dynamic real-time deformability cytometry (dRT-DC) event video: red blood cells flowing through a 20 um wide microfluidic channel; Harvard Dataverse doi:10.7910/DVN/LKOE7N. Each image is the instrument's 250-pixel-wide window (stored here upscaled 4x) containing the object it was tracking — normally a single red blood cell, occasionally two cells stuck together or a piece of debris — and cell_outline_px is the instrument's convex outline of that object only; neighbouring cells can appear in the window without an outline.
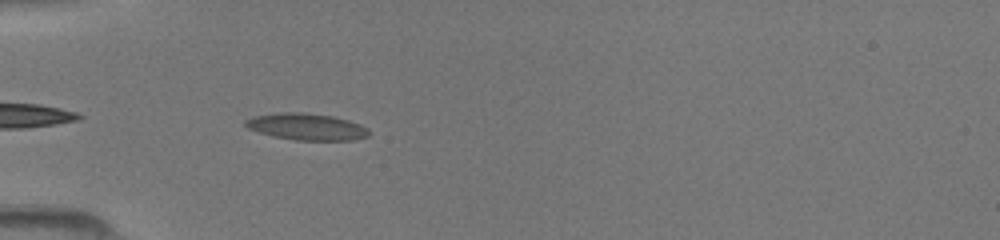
{"species": "common noctule bat (a hibernating species)", "species_latin": "Nyctalus noctula", "temperature_condition": "room temperature", "stored_images_in_passage": 31, "camera_frame_rate_fps": 3000, "um_per_image_px": 0.085, "animal": {"sex": "female", "body_mass_g": 19.5, "forearm_length_mm": 54.1}, "frame": {"image": 1, "passage_image": 4, "time_ms": 1.0, "image_size_px": [1000, 240], "cell_outline_px": [[368, 136], [352, 140], [296, 140], [272, 136], [248, 128], [244, 124], [244, 120], [252, 116], [280, 112], [304, 112], [332, 116], [348, 120], [360, 124], [368, 128]], "centroid_in_image_um": [26.03, 10.76], "position_along_channel_um": 59.0, "area_um2": 19.19}}
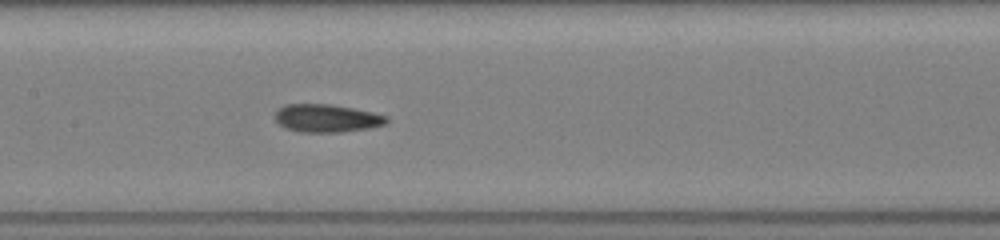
{"frame": {"image": 2, "passage_image": 13, "time_ms": 4.0, "image_size_px": [1000, 240], "cell_outline_px": [[388, 124], [372, 128], [340, 132], [300, 132], [284, 128], [276, 120], [276, 112], [284, 104], [332, 104], [372, 112], [388, 116]], "centroid_in_image_um": [27.81, 10.05], "position_along_channel_um": 179.6, "area_um2": 18.26}}
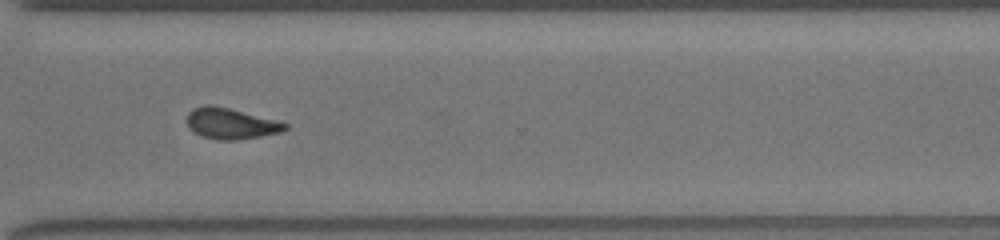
{"frame": {"image": 3, "passage_image": 25, "time_ms": 8.0, "image_size_px": [1000, 240], "cell_outline_px": [[288, 128], [280, 132], [240, 140], [216, 140], [200, 136], [188, 128], [188, 112], [192, 108], [204, 104], [212, 104], [228, 108], [288, 124]], "centroid_in_image_um": [19.55, 10.51], "position_along_channel_um": 351.1, "area_um2": 17.57}}